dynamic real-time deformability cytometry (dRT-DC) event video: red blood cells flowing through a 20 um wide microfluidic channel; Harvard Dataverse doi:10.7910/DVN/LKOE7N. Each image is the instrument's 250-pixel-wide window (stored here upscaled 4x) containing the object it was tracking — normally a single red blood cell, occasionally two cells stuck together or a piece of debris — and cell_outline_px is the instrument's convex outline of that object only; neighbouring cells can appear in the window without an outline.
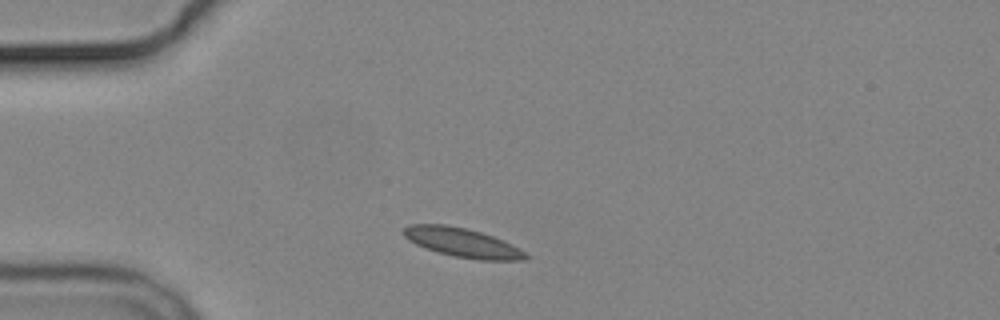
{"species": "common noctule bat (a hibernating species)", "species_latin": "Nyctalus noctula", "temperature_condition": "cold", "stored_images_in_passage": 3, "camera_frame_rate_fps": 3000, "um_per_image_px": 0.085, "animal": {"sex": "male", "body_mass_g": 19.2, "forearm_length_mm": 51.8}, "frame": {"image": 1, "passage_image": 1, "time_ms": 0.0, "image_size_px": [1000, 320], "cell_outline_px": [[528, 256], [524, 260], [480, 260], [456, 256], [440, 252], [416, 244], [408, 240], [404, 236], [404, 228], [408, 224], [444, 224], [468, 228], [492, 236], [512, 244], [520, 248]], "centroid_in_image_um": [39.31, 20.6], "position_along_channel_um": 45.7, "area_um2": 20.4}}
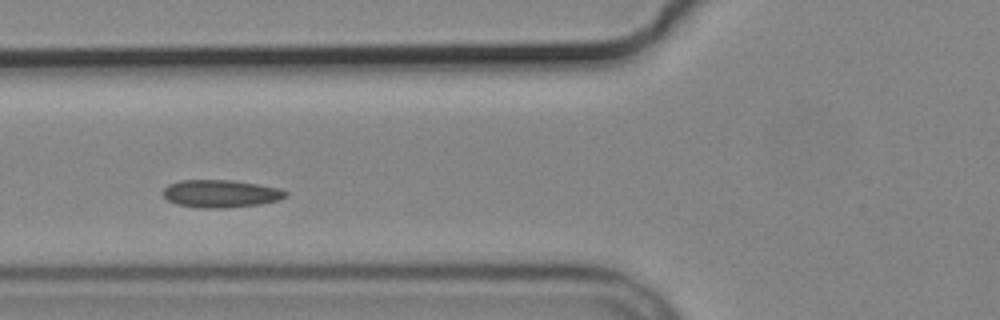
{"frame": {"image": 2, "passage_image": 3, "time_ms": 2.333, "image_size_px": [1000, 320], "cell_outline_px": [[288, 196], [276, 200], [260, 204], [224, 208], [200, 208], [176, 204], [168, 200], [164, 196], [164, 188], [168, 184], [180, 180], [232, 180], [260, 184], [280, 188], [288, 192]], "centroid_in_image_um": [18.77, 16.45], "position_along_channel_um": 107.0, "area_um2": 19.83}}